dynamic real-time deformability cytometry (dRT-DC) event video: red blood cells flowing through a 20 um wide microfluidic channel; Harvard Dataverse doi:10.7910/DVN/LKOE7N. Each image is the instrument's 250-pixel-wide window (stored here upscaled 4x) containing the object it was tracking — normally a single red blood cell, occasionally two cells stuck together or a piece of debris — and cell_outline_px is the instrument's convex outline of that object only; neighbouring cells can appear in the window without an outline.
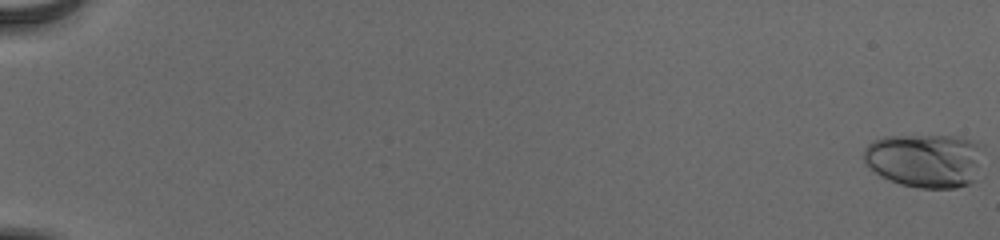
{"species": "human", "species_latin": "Homo sapiens", "temperature_condition": "cold", "stored_images_in_passage": 57, "camera_frame_rate_fps": 3000, "um_per_image_px": 0.085, "donor": {"sex": "male"}, "frame": {"image": 1, "passage_image": 1, "time_ms": 0.0, "image_size_px": [1000, 240], "cell_outline_px": [[984, 148], [972, 180], [968, 184], [956, 188], [920, 188], [900, 184], [880, 176], [864, 160], [864, 148], [872, 140], [884, 136], [956, 136], [980, 144]], "centroid_in_image_um": [78.59, 13.62], "position_along_channel_um": 6.4, "area_um2": 37.28}}
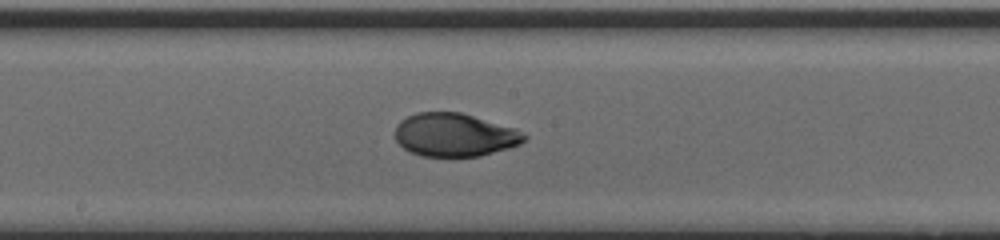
{"frame": {"image": 2, "passage_image": 34, "time_ms": 11.0, "image_size_px": [1000, 240], "cell_outline_px": [[528, 136], [520, 144], [508, 148], [480, 156], [420, 156], [404, 148], [396, 140], [396, 124], [400, 120], [416, 112], [460, 112], [516, 128]], "centroid_in_image_um": [38.64, 11.46], "position_along_channel_um": 209.6, "area_um2": 32.48}}
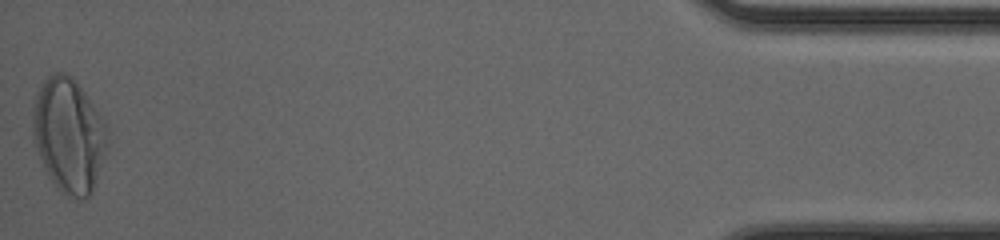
{"frame": {"image": 3, "passage_image": 57, "time_ms": 18.667, "image_size_px": [1000, 240], "cell_outline_px": [[108, 128], [104, 148], [92, 192], [84, 200], [80, 200], [68, 196], [60, 192], [52, 180], [32, 140], [32, 112], [36, 92], [44, 80], [48, 76], [56, 72], [64, 72], [72, 76], [84, 92], [104, 120]], "centroid_in_image_um": [5.8, 11.46], "position_along_channel_um": 429.4, "area_um2": 49.01}, "authors_computed_cell_mechanics": {"area_um2": 33.3506, "velocity_mm_per_s": 3.8835, "shape_relaxation_time_tau1_ms": 6.9244, "shape_relaxation_time_tau2_ms": 0.7952, "deformation_change_tau1": 0.2272, "deformation_change_tau2": 0.0422}}